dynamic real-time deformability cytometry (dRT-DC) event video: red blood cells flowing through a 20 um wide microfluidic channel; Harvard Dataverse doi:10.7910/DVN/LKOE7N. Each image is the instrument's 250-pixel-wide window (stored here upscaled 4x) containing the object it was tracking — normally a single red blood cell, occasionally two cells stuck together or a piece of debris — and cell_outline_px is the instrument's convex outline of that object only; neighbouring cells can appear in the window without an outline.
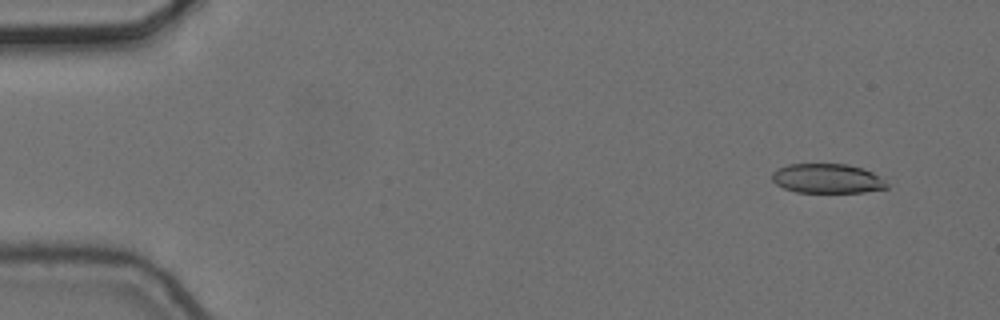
{"species": "common noctule bat (a hibernating species)", "species_latin": "Nyctalus noctula", "temperature_condition": "cold", "stored_images_in_passage": 4, "camera_frame_rate_fps": 3000, "um_per_image_px": 0.085, "animal": {"sex": "female", "body_mass_g": 24.6, "forearm_length_mm": 56.2}, "frame": {"image": 1, "passage_image": 2, "time_ms": 0.333, "image_size_px": [1000, 320], "cell_outline_px": [[888, 188], [864, 192], [796, 192], [784, 188], [776, 184], [772, 180], [772, 172], [788, 164], [848, 164], [872, 172], [884, 180], [888, 184]], "centroid_in_image_um": [70.31, 15.18], "position_along_channel_um": 14.7, "area_um2": 19.59}}